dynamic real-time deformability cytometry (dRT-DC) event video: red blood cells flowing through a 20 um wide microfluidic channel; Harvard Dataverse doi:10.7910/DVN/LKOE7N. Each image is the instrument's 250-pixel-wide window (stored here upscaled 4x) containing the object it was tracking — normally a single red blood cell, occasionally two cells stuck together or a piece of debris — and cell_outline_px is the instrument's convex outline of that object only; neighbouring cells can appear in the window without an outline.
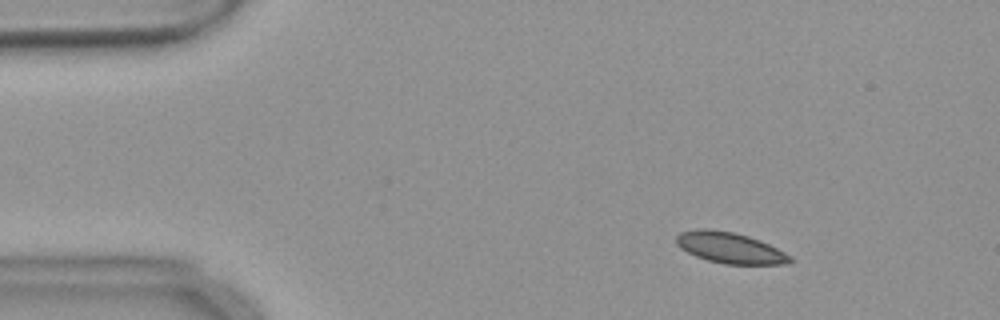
{"species": "common noctule bat (a hibernating species)", "species_latin": "Nyctalus noctula", "temperature_condition": "warm", "stored_images_in_passage": 56, "camera_frame_rate_fps": 3000, "um_per_image_px": 0.085, "animal": {"sex": "female", "body_mass_g": 18.4}, "frame": {"image": 1, "passage_image": 8, "time_ms": 2.333, "image_size_px": [1000, 320], "cell_outline_px": [[792, 264], [724, 264], [708, 260], [696, 256], [680, 248], [676, 244], [676, 236], [680, 232], [696, 228], [712, 228], [736, 232], [760, 240], [792, 256]], "centroid_in_image_um": [62.03, 21.05], "position_along_channel_um": 23.0, "area_um2": 20.75}}
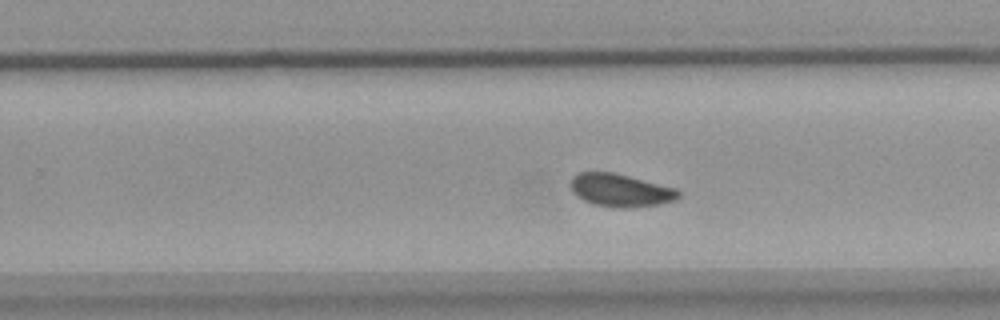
{"frame": {"image": 2, "passage_image": 35, "time_ms": 11.333, "image_size_px": [1000, 320], "cell_outline_px": [[680, 196], [676, 200], [660, 204], [628, 208], [624, 208], [592, 204], [576, 196], [572, 192], [568, 184], [572, 176], [576, 172], [612, 172], [676, 188], [680, 192]], "centroid_in_image_um": [52.69, 16.17], "position_along_channel_um": 277.1, "area_um2": 20.81}}
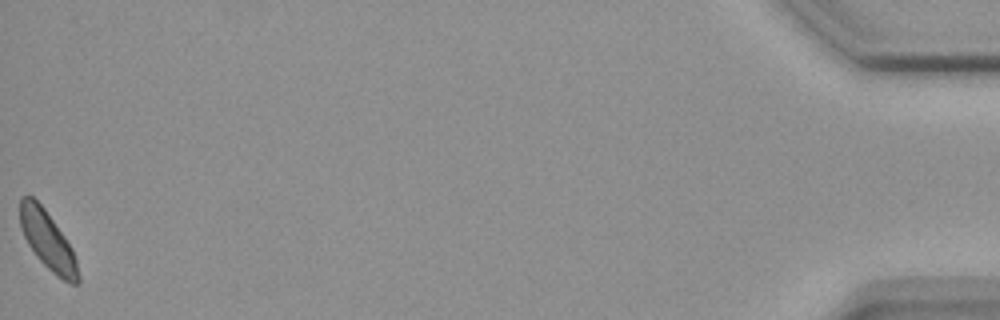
{"frame": {"image": 3, "passage_image": 56, "time_ms": 18.333, "image_size_px": [1000, 320], "cell_outline_px": [[80, 280], [76, 284], [72, 284], [56, 276], [36, 256], [28, 244], [20, 228], [20, 196], [32, 196], [44, 208], [64, 236], [72, 248], [76, 260], [80, 276]], "centroid_in_image_um": [4.05, 20.45], "position_along_channel_um": 431.2, "area_um2": 19.59}, "authors_computed_cell_mechanics": {"area_um2": 20.4612, "velocity_mm_per_s": 3.6334, "shape_relaxation_time_tau1_ms": 6.8979, "shape_relaxation_time_tau2_ms": 1.8502, "deformation_change_tau1": 0.107, "deformation_change_tau2": 0.0531}}